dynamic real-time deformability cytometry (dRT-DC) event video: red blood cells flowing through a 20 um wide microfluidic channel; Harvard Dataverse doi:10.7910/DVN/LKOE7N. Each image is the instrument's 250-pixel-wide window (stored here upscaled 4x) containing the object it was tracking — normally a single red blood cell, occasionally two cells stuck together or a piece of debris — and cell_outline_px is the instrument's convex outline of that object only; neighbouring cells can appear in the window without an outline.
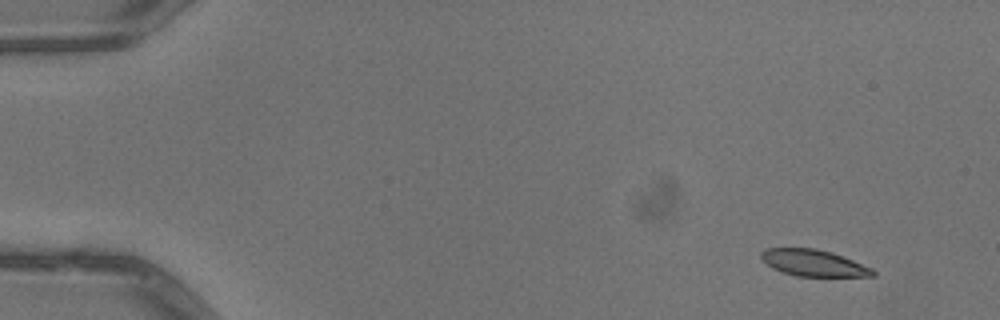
{"species": "common noctule bat (a hibernating species)", "species_latin": "Nyctalus noctula", "temperature_condition": "warm", "stored_images_in_passage": 9, "camera_frame_rate_fps": 3000, "um_per_image_px": 0.085, "animal": {"sex": "male", "body_mass_g": 13.3}, "frame": {"image": 1, "passage_image": 1, "time_ms": 0.0, "image_size_px": [1000, 320], "cell_outline_px": [[876, 276], [796, 276], [780, 272], [772, 268], [760, 256], [760, 252], [768, 248], [816, 248], [832, 252], [872, 268], [876, 272]], "centroid_in_image_um": [69.14, 22.35], "position_along_channel_um": 15.9, "area_um2": 17.22}}
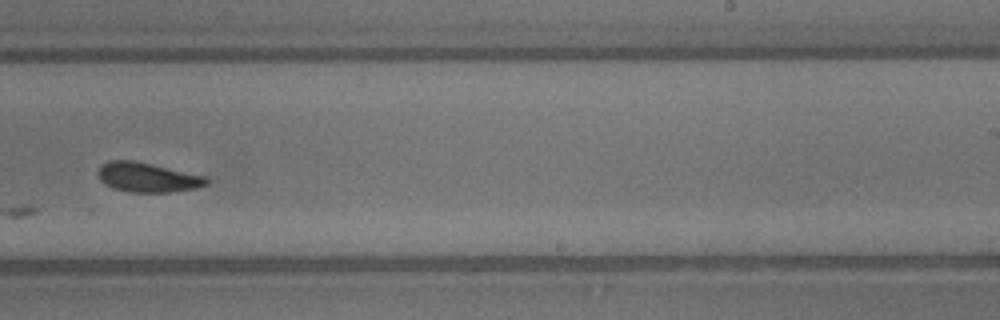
{"frame": {"image": 2, "passage_image": 9, "time_ms": 2.667, "image_size_px": [1000, 320], "cell_outline_px": [[208, 184], [196, 188], [172, 192], [128, 192], [112, 188], [104, 184], [100, 180], [96, 172], [108, 160], [136, 160], [208, 176]], "centroid_in_image_um": [12.55, 15.07], "position_along_channel_um": 276.4, "area_um2": 19.02}}